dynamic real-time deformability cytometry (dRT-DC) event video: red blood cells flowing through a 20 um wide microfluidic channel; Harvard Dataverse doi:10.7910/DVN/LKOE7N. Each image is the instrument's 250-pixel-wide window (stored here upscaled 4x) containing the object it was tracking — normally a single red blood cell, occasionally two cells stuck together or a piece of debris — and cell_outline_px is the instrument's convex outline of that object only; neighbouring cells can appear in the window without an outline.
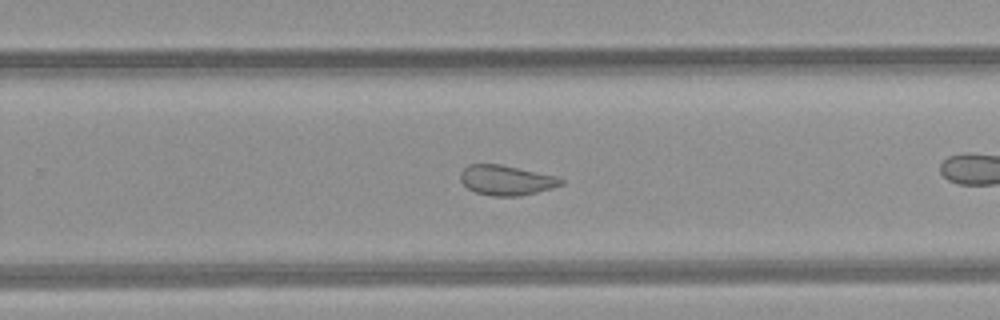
{"species": "common noctule bat (a hibernating species)", "species_latin": "Nyctalus noctula", "temperature_condition": "room temperature", "stored_images_in_passage": 27, "camera_frame_rate_fps": 3000, "um_per_image_px": 0.085, "animal": {"sex": "female", "body_mass_g": 21.9}, "frame": {"image": 1, "passage_image": 20, "time_ms": 6.333, "image_size_px": [1000, 320], "cell_outline_px": [[564, 184], [552, 188], [520, 196], [492, 196], [476, 192], [468, 188], [460, 180], [460, 172], [468, 164], [500, 164], [556, 176], [564, 180]], "centroid_in_image_um": [43.03, 15.31], "position_along_channel_um": 286.8, "area_um2": 17.51}}